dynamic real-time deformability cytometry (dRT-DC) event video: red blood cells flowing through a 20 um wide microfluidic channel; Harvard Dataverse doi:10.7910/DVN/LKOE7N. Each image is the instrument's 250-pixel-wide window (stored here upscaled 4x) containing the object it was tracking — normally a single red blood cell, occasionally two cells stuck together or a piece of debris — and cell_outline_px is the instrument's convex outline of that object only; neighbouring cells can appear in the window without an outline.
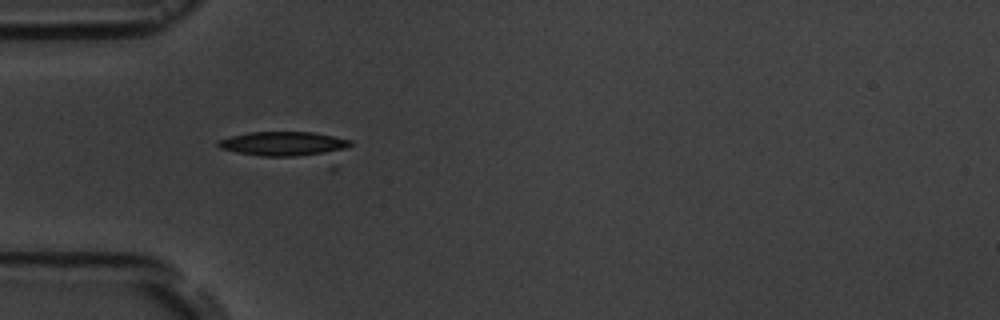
{"species": "common noctule bat (a hibernating species)", "species_latin": "Nyctalus noctula", "temperature_condition": "room temperature", "stored_images_in_passage": 3, "camera_frame_rate_fps": 3000, "um_per_image_px": 0.085, "animal": {"sex": "male", "body_mass_g": 19.5, "forearm_length_mm": 54.6}, "frame": {"image": 1, "passage_image": 2, "time_ms": 1.333, "image_size_px": [1000, 320], "cell_outline_px": [[352, 144], [336, 172], [332, 172], [236, 152], [220, 148], [216, 144], [220, 140], [232, 136], [248, 132], [312, 132], [352, 140]], "centroid_in_image_um": [24.81, 12.58], "position_along_channel_um": 60.2, "area_um2": 25.26}}